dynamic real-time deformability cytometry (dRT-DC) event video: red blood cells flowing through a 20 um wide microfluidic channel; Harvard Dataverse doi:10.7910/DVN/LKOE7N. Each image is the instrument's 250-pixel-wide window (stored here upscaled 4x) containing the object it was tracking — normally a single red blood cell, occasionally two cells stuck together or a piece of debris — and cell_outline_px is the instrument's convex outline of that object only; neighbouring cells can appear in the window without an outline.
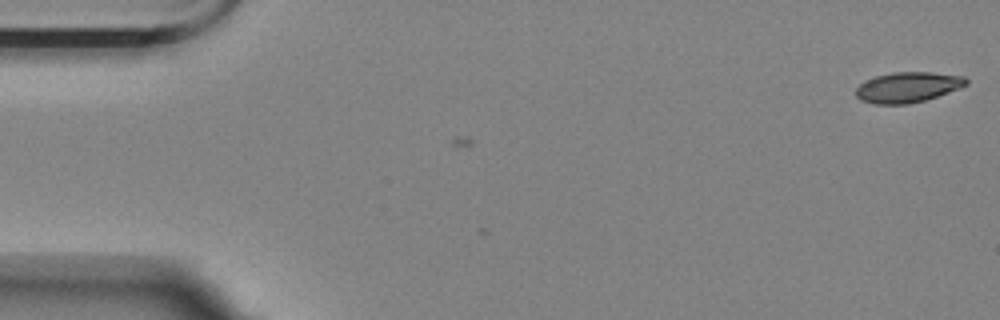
{"species": "Egyptian fruit bat (a non-hibernating species)", "species_latin": "Rousettus aegyptiacus", "temperature_condition": "room temperature", "stored_images_in_passage": 2, "camera_frame_rate_fps": 3000, "um_per_image_px": 0.085, "animal": {"sex": "female"}, "frame": {"image": 1, "passage_image": 2, "time_ms": 0.333, "image_size_px": [1000, 320], "cell_outline_px": [[968, 84], [960, 88], [924, 100], [908, 104], [872, 104], [860, 100], [856, 96], [856, 88], [860, 84], [876, 76], [892, 72], [932, 72], [964, 76], [968, 80]], "centroid_in_image_um": [77.16, 7.41], "position_along_channel_um": 7.8, "area_um2": 19.48}}